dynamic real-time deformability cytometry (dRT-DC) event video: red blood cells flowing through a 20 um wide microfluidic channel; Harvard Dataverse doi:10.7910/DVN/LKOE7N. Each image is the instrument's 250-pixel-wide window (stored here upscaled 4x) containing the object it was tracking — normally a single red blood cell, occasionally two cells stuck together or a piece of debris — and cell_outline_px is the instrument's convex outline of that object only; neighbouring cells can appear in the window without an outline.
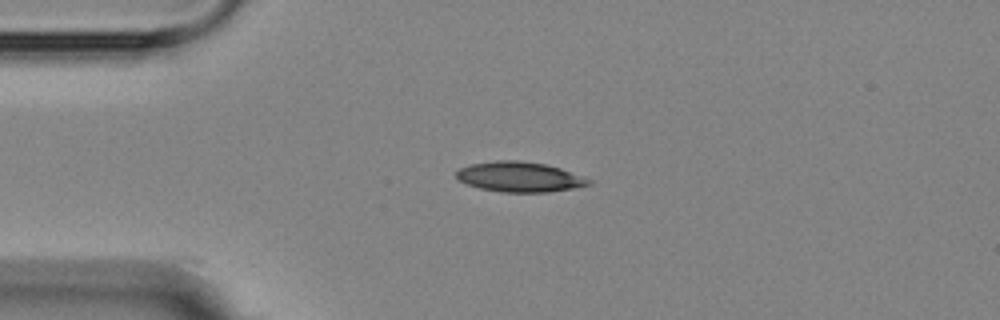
{"species": "Egyptian fruit bat (a non-hibernating species)", "species_latin": "Rousettus aegyptiacus", "temperature_condition": "room temperature", "stored_images_in_passage": 3, "camera_frame_rate_fps": 3000, "um_per_image_px": 0.085, "animal": {"sex": "female"}, "frame": {"image": 1, "passage_image": 3, "time_ms": 2.333, "image_size_px": [1000, 320], "cell_outline_px": [[592, 184], [572, 188], [548, 192], [500, 192], [480, 188], [464, 184], [456, 176], [456, 172], [460, 168], [472, 164], [496, 160], [520, 160], [544, 164], [560, 168], [584, 176], [592, 180]], "centroid_in_image_um": [44.17, 15.03], "position_along_channel_um": 40.8, "area_um2": 23.24}}